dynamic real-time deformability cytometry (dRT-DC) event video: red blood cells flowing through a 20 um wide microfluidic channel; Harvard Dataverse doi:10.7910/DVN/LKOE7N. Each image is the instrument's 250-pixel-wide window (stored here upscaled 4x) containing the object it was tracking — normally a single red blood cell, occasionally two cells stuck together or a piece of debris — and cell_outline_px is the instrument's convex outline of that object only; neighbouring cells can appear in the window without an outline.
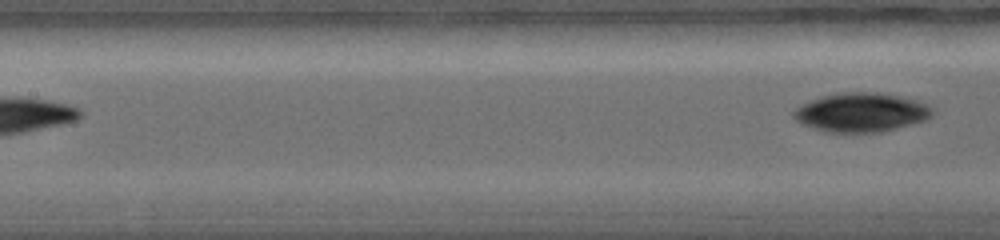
{"species": "common noctule bat (a hibernating species)", "species_latin": "Nyctalus noctula", "temperature_condition": "warm", "stored_images_in_passage": 11, "segment_of_instrument_passage": [2, 2], "camera_frame_rate_fps": 5000, "um_per_image_px": 0.085, "animal": {"sex": "female", "body_mass_g": 19.0, "forearm_length_mm": 56.7}, "frame": {"image": 1, "passage_image": 11, "time_ms": 4.4, "image_size_px": [1000, 240], "cell_outline_px": [[932, 116], [924, 120], [912, 124], [880, 132], [824, 132], [800, 124], [792, 116], [792, 112], [796, 108], [820, 96], [836, 92], [876, 92], [900, 96], [916, 100], [928, 104], [932, 108]], "centroid_in_image_um": [73.17, 9.55], "position_along_channel_um": 134.2, "area_um2": 31.67}}